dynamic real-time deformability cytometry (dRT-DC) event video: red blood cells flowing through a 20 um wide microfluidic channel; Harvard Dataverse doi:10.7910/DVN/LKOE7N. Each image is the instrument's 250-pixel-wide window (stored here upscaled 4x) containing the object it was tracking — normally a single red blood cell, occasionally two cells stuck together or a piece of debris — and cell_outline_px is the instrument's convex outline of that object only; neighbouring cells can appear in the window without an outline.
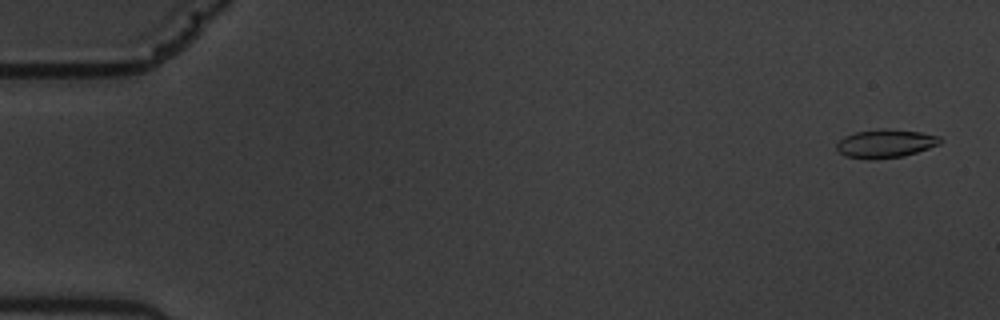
{"species": "common noctule bat (a hibernating species)", "species_latin": "Nyctalus noctula", "temperature_condition": "warm", "stored_images_in_passage": 58, "camera_frame_rate_fps": 3000, "um_per_image_px": 0.085, "animal": {"sex": "male", "body_mass_g": 19.5, "forearm_length_mm": 54.6}, "frame": {"image": 1, "passage_image": 3, "time_ms": 0.667, "image_size_px": [1000, 320], "cell_outline_px": [[944, 140], [940, 144], [904, 156], [876, 160], [868, 160], [844, 156], [836, 148], [836, 144], [844, 136], [856, 132], [880, 128], [888, 128], [920, 132], [940, 136]], "centroid_in_image_um": [75.26, 12.2], "position_along_channel_um": 9.7, "area_um2": 17.46}}
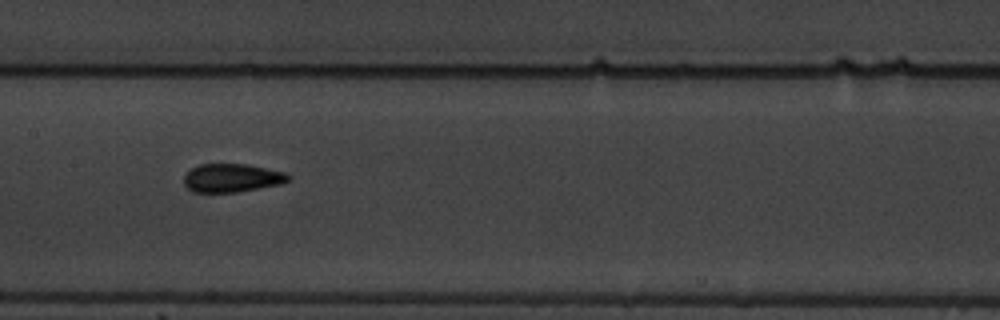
{"frame": {"image": 2, "passage_image": 30, "time_ms": 9.667, "image_size_px": [1000, 320], "cell_outline_px": [[292, 180], [280, 184], [236, 192], [192, 192], [184, 184], [184, 176], [192, 168], [200, 164], [248, 164], [288, 172], [292, 176]], "centroid_in_image_um": [19.77, 15.11], "position_along_channel_um": 187.6, "area_um2": 17.46}}
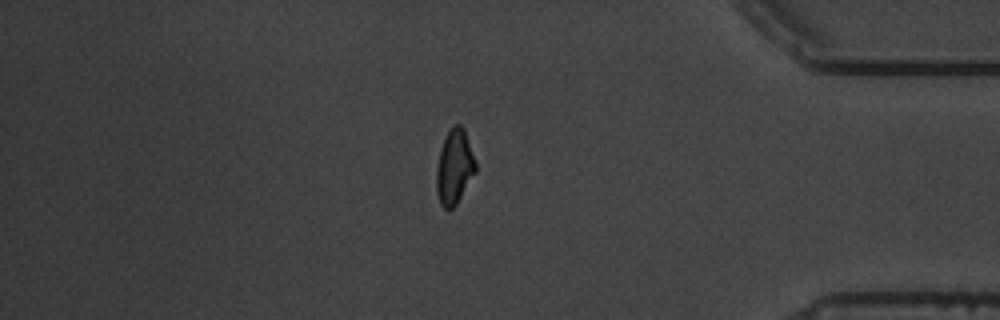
{"frame": {"image": 3, "passage_image": 50, "time_ms": 16.333, "image_size_px": [1000, 320], "cell_outline_px": [[476, 172], [456, 204], [452, 208], [444, 208], [440, 204], [436, 192], [436, 172], [440, 148], [448, 132], [456, 124], [460, 124], [464, 128], [476, 164]], "centroid_in_image_um": [38.62, 14.21], "position_along_channel_um": 396.6, "area_um2": 16.82}, "authors_computed_cell_mechanics": {"area_um2": 17.051, "velocity_mm_per_s": 3.5591, "shape_relaxation_time_tau1_ms": 5.433, "shape_relaxation_time_tau2_ms": 1.4407, "deformation_change_tau1": 0.1616, "deformation_change_tau2": 0.0728}}